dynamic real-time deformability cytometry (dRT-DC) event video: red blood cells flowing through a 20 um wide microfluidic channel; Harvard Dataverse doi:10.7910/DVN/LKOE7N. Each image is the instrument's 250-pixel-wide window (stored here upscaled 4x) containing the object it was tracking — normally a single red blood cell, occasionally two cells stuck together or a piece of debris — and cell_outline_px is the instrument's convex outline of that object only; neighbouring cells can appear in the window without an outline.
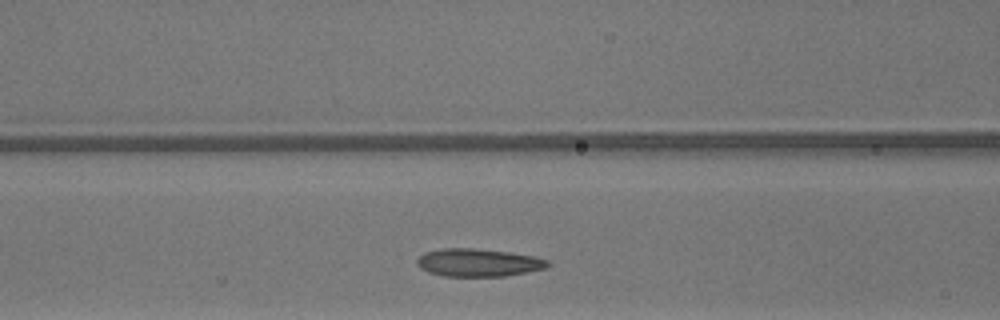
{"species": "common noctule bat (a hibernating species)", "species_latin": "Nyctalus noctula", "temperature_condition": "warm", "stored_images_in_passage": 25, "camera_frame_rate_fps": 3000, "um_per_image_px": 0.085, "animal": {"sex": "male", "body_mass_g": 13.3}, "frame": {"image": 1, "passage_image": 8, "time_ms": 2.333, "image_size_px": [1000, 320], "cell_outline_px": [[552, 264], [544, 268], [504, 276], [444, 276], [428, 272], [420, 268], [416, 264], [416, 260], [424, 252], [444, 248], [472, 248], [508, 252], [532, 256], [548, 260]], "centroid_in_image_um": [40.61, 22.32], "position_along_channel_um": 126.0, "area_um2": 21.04}}
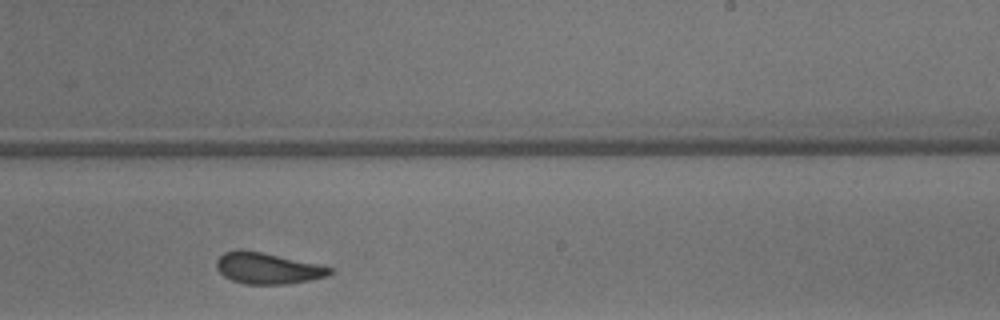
{"frame": {"image": 2, "passage_image": 18, "time_ms": 5.667, "image_size_px": [1000, 320], "cell_outline_px": [[332, 272], [328, 276], [292, 284], [244, 284], [232, 280], [224, 276], [216, 268], [216, 260], [224, 252], [260, 252], [320, 264], [332, 268]], "centroid_in_image_um": [22.8, 22.84], "position_along_channel_um": 266.2, "area_um2": 20.23}}
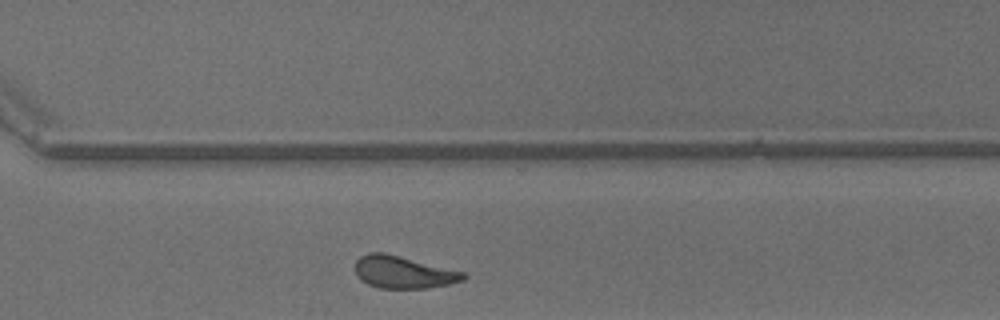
{"frame": {"image": 3, "passage_image": 23, "time_ms": 7.333, "image_size_px": [1000, 320], "cell_outline_px": [[468, 276], [464, 280], [448, 284], [428, 288], [380, 288], [368, 284], [360, 280], [356, 276], [356, 260], [360, 256], [368, 252], [384, 252], [468, 272]], "centroid_in_image_um": [34.32, 23.13], "position_along_channel_um": 336.3, "area_um2": 20.69}, "authors_computed_cell_mechanics": {"area_um2": 20.8658, "velocity_mm_per_s": 4.214, "shape_relaxation_time_tau1_ms": 5.8847, "shape_relaxation_time_tau2_ms": 1.6284, "deformation_change_tau1": 0.151, "deformation_change_tau2": 0.0802}}